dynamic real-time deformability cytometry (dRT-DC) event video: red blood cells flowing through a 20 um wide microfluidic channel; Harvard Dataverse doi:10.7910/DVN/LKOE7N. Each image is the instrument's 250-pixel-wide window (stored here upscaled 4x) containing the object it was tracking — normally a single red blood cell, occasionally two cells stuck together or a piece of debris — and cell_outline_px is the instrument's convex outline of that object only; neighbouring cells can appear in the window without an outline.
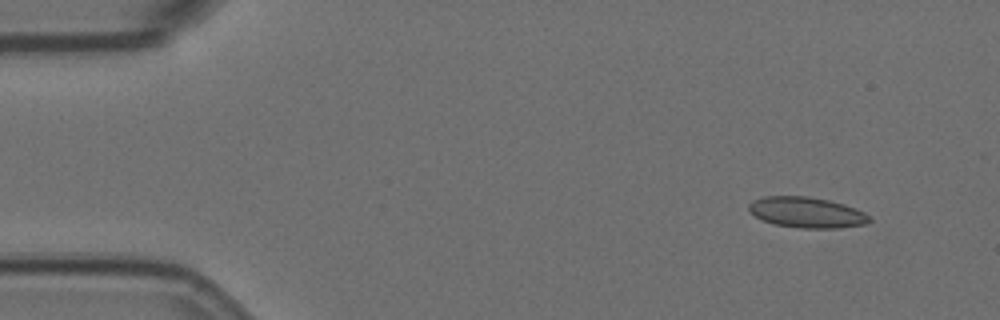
{"species": "Egyptian fruit bat (a non-hibernating species)", "species_latin": "Rousettus aegyptiacus", "temperature_condition": "room temperature", "stored_images_in_passage": 4, "camera_frame_rate_fps": 3000, "um_per_image_px": 0.085, "animal": {"sex": "female"}, "frame": {"image": 1, "passage_image": 1, "time_ms": 0.0, "image_size_px": [1000, 320], "cell_outline_px": [[872, 220], [868, 224], [836, 228], [800, 228], [776, 224], [764, 220], [756, 216], [748, 208], [748, 204], [752, 200], [764, 196], [808, 196], [828, 200], [844, 204], [856, 208], [872, 216]], "centroid_in_image_um": [68.62, 18.05], "position_along_channel_um": 16.4, "area_um2": 21.62}}
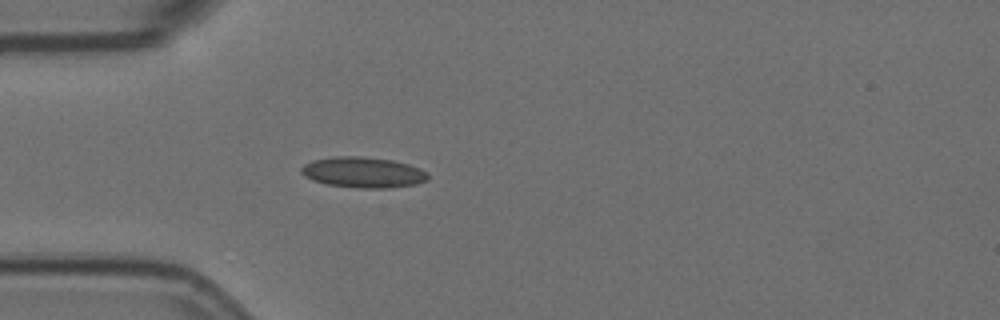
{"frame": {"image": 2, "passage_image": 4, "time_ms": 1.0, "image_size_px": [1000, 320], "cell_outline_px": [[428, 180], [416, 184], [392, 188], [356, 188], [328, 184], [312, 180], [304, 176], [300, 172], [300, 168], [304, 164], [312, 160], [336, 156], [360, 156], [392, 160], [408, 164], [420, 168], [428, 172]], "centroid_in_image_um": [30.87, 14.65], "position_along_channel_um": 54.1, "area_um2": 22.83}}